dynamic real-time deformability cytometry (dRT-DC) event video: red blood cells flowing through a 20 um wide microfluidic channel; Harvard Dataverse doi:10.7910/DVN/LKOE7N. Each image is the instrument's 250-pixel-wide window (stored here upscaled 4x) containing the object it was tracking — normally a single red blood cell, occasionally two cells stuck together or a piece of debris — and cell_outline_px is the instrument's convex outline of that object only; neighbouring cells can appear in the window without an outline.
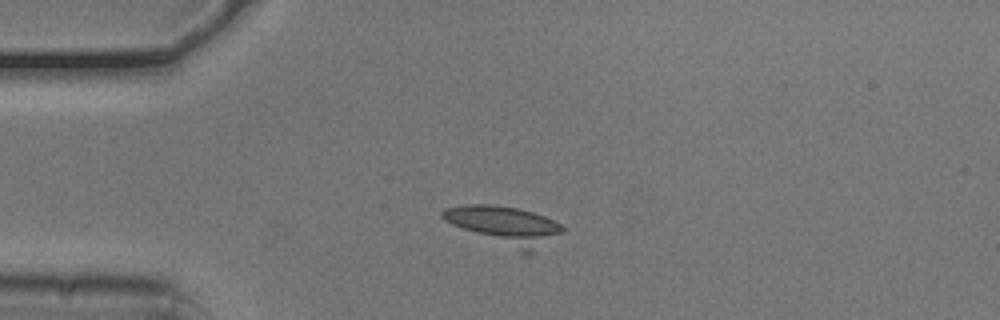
{"species": "common noctule bat (a hibernating species)", "species_latin": "Nyctalus noctula", "temperature_condition": "cold", "stored_images_in_passage": 19, "camera_frame_rate_fps": 3000, "um_per_image_px": 0.085, "animal": {"sex": "male", "body_mass_g": 20.5, "forearm_length_mm": 52.5}, "frame": {"image": 1, "passage_image": 1, "time_ms": 0.0, "image_size_px": [1000, 320], "cell_outline_px": [[568, 228], [564, 232], [528, 256], [452, 224], [444, 220], [440, 216], [440, 212], [444, 208], [464, 204], [492, 204], [516, 208], [532, 212], [544, 216]], "centroid_in_image_um": [42.94, 19.17], "position_along_channel_um": 42.1, "area_um2": 26.88}}
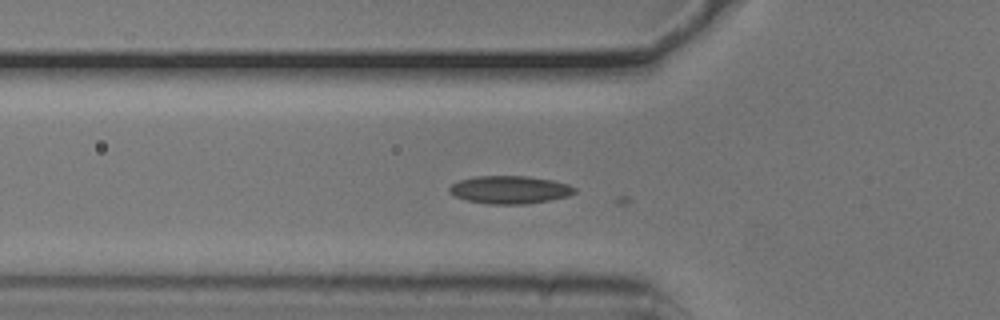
{"frame": {"image": 2, "passage_image": 6, "time_ms": 1.667, "image_size_px": [1000, 320], "cell_outline_px": [[576, 192], [568, 196], [548, 200], [524, 204], [488, 204], [468, 200], [456, 196], [448, 192], [448, 188], [452, 184], [460, 180], [476, 176], [528, 176], [552, 180], [568, 184], [576, 188]], "centroid_in_image_um": [43.33, 16.12], "position_along_channel_um": 82.5, "area_um2": 20.23}}